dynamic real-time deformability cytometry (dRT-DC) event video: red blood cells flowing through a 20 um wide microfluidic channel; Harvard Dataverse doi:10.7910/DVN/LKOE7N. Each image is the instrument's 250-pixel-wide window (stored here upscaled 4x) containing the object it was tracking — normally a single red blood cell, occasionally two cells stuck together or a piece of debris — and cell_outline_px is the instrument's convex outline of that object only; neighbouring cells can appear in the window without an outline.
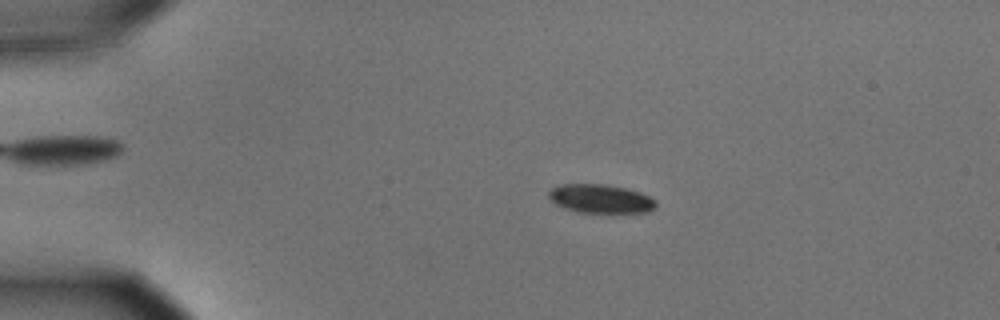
{"species": "common noctule bat (a hibernating species)", "species_latin": "Nyctalus noctula", "temperature_condition": "cold", "stored_images_in_passage": 57, "camera_frame_rate_fps": 3000, "um_per_image_px": 0.085, "animal": {"sex": "male", "body_mass_g": 15.6}, "frame": {"image": 1, "passage_image": 12, "time_ms": 3.667, "image_size_px": [1000, 320], "cell_outline_px": [[656, 208], [648, 212], [580, 212], [564, 208], [556, 204], [548, 196], [548, 192], [552, 188], [560, 184], [604, 184], [628, 188], [640, 192], [656, 200]], "centroid_in_image_um": [51.06, 16.88], "position_along_channel_um": 33.9, "area_um2": 17.92}}
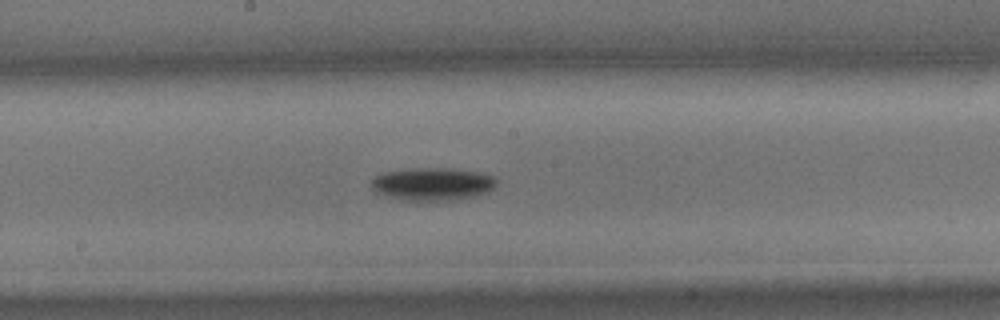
{"frame": {"image": 2, "passage_image": 31, "time_ms": 10.0, "image_size_px": [1000, 320], "cell_outline_px": [[496, 184], [488, 192], [472, 196], [448, 200], [408, 200], [388, 196], [376, 192], [372, 188], [372, 180], [380, 172], [412, 168], [452, 168], [480, 172], [492, 176], [496, 180]], "centroid_in_image_um": [36.75, 15.62], "position_along_channel_um": 211.5, "area_um2": 23.7}}
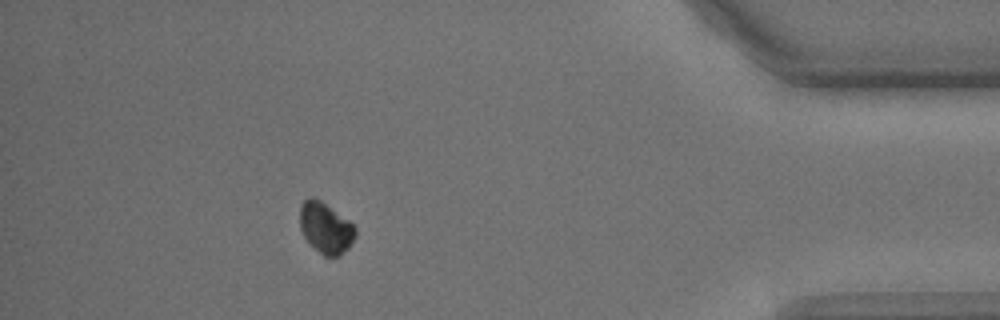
{"frame": {"image": 3, "passage_image": 51, "time_ms": 16.667, "image_size_px": [1000, 320], "cell_outline_px": [[356, 236], [348, 248], [340, 256], [324, 256], [308, 244], [300, 228], [300, 204], [308, 196], [312, 196], [320, 200], [348, 220], [356, 228]], "centroid_in_image_um": [27.66, 19.37], "position_along_channel_um": 407.5, "area_um2": 16.59}, "authors_computed_cell_mechanics": {"area_um2": 19.941, "velocity_mm_per_s": 3.594, "shape_relaxation_time_tau1_ms": 1.5885, "shape_relaxation_time_tau2_ms": null, "deformation_change_tau1": 0.1026, "deformation_change_tau2": null}}